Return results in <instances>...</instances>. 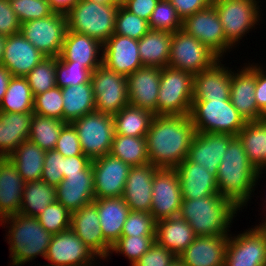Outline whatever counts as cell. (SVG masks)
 Wrapping results in <instances>:
<instances>
[{
	"label": "cell",
	"instance_id": "obj_38",
	"mask_svg": "<svg viewBox=\"0 0 266 266\" xmlns=\"http://www.w3.org/2000/svg\"><path fill=\"white\" fill-rule=\"evenodd\" d=\"M153 117L149 110L127 105L113 115L115 134L146 137Z\"/></svg>",
	"mask_w": 266,
	"mask_h": 266
},
{
	"label": "cell",
	"instance_id": "obj_34",
	"mask_svg": "<svg viewBox=\"0 0 266 266\" xmlns=\"http://www.w3.org/2000/svg\"><path fill=\"white\" fill-rule=\"evenodd\" d=\"M172 32L150 29L138 40L143 66L164 68L168 66Z\"/></svg>",
	"mask_w": 266,
	"mask_h": 266
},
{
	"label": "cell",
	"instance_id": "obj_36",
	"mask_svg": "<svg viewBox=\"0 0 266 266\" xmlns=\"http://www.w3.org/2000/svg\"><path fill=\"white\" fill-rule=\"evenodd\" d=\"M250 163L259 171L266 170V120L247 121L237 135ZM265 168V169H264Z\"/></svg>",
	"mask_w": 266,
	"mask_h": 266
},
{
	"label": "cell",
	"instance_id": "obj_6",
	"mask_svg": "<svg viewBox=\"0 0 266 266\" xmlns=\"http://www.w3.org/2000/svg\"><path fill=\"white\" fill-rule=\"evenodd\" d=\"M190 117L196 132L237 136L247 121L228 100L192 101Z\"/></svg>",
	"mask_w": 266,
	"mask_h": 266
},
{
	"label": "cell",
	"instance_id": "obj_1",
	"mask_svg": "<svg viewBox=\"0 0 266 266\" xmlns=\"http://www.w3.org/2000/svg\"><path fill=\"white\" fill-rule=\"evenodd\" d=\"M195 133L190 115H154L145 137L150 163L175 169L187 158Z\"/></svg>",
	"mask_w": 266,
	"mask_h": 266
},
{
	"label": "cell",
	"instance_id": "obj_67",
	"mask_svg": "<svg viewBox=\"0 0 266 266\" xmlns=\"http://www.w3.org/2000/svg\"><path fill=\"white\" fill-rule=\"evenodd\" d=\"M217 1H220V0H209V2H210L211 4H213V3L217 2Z\"/></svg>",
	"mask_w": 266,
	"mask_h": 266
},
{
	"label": "cell",
	"instance_id": "obj_58",
	"mask_svg": "<svg viewBox=\"0 0 266 266\" xmlns=\"http://www.w3.org/2000/svg\"><path fill=\"white\" fill-rule=\"evenodd\" d=\"M256 63L255 100L258 108L266 115V71Z\"/></svg>",
	"mask_w": 266,
	"mask_h": 266
},
{
	"label": "cell",
	"instance_id": "obj_51",
	"mask_svg": "<svg viewBox=\"0 0 266 266\" xmlns=\"http://www.w3.org/2000/svg\"><path fill=\"white\" fill-rule=\"evenodd\" d=\"M156 221L147 212L130 211L121 236H155Z\"/></svg>",
	"mask_w": 266,
	"mask_h": 266
},
{
	"label": "cell",
	"instance_id": "obj_12",
	"mask_svg": "<svg viewBox=\"0 0 266 266\" xmlns=\"http://www.w3.org/2000/svg\"><path fill=\"white\" fill-rule=\"evenodd\" d=\"M91 84L97 112L113 116L129 105L125 75L100 65L92 72Z\"/></svg>",
	"mask_w": 266,
	"mask_h": 266
},
{
	"label": "cell",
	"instance_id": "obj_31",
	"mask_svg": "<svg viewBox=\"0 0 266 266\" xmlns=\"http://www.w3.org/2000/svg\"><path fill=\"white\" fill-rule=\"evenodd\" d=\"M99 223L105 241L112 246L120 237L131 211L122 197L95 199Z\"/></svg>",
	"mask_w": 266,
	"mask_h": 266
},
{
	"label": "cell",
	"instance_id": "obj_61",
	"mask_svg": "<svg viewBox=\"0 0 266 266\" xmlns=\"http://www.w3.org/2000/svg\"><path fill=\"white\" fill-rule=\"evenodd\" d=\"M11 78H12L11 73L4 66L0 64V104L6 93Z\"/></svg>",
	"mask_w": 266,
	"mask_h": 266
},
{
	"label": "cell",
	"instance_id": "obj_40",
	"mask_svg": "<svg viewBox=\"0 0 266 266\" xmlns=\"http://www.w3.org/2000/svg\"><path fill=\"white\" fill-rule=\"evenodd\" d=\"M110 154L130 166L150 163L145 137L114 134Z\"/></svg>",
	"mask_w": 266,
	"mask_h": 266
},
{
	"label": "cell",
	"instance_id": "obj_49",
	"mask_svg": "<svg viewBox=\"0 0 266 266\" xmlns=\"http://www.w3.org/2000/svg\"><path fill=\"white\" fill-rule=\"evenodd\" d=\"M63 95L60 87H54L34 96L33 113L63 121Z\"/></svg>",
	"mask_w": 266,
	"mask_h": 266
},
{
	"label": "cell",
	"instance_id": "obj_4",
	"mask_svg": "<svg viewBox=\"0 0 266 266\" xmlns=\"http://www.w3.org/2000/svg\"><path fill=\"white\" fill-rule=\"evenodd\" d=\"M2 224L3 226L10 224L6 235L12 258L10 265H25L37 256H42L45 259L52 234L41 226L37 217L18 213L0 220V225Z\"/></svg>",
	"mask_w": 266,
	"mask_h": 266
},
{
	"label": "cell",
	"instance_id": "obj_32",
	"mask_svg": "<svg viewBox=\"0 0 266 266\" xmlns=\"http://www.w3.org/2000/svg\"><path fill=\"white\" fill-rule=\"evenodd\" d=\"M33 112L0 111V157H8L30 135Z\"/></svg>",
	"mask_w": 266,
	"mask_h": 266
},
{
	"label": "cell",
	"instance_id": "obj_43",
	"mask_svg": "<svg viewBox=\"0 0 266 266\" xmlns=\"http://www.w3.org/2000/svg\"><path fill=\"white\" fill-rule=\"evenodd\" d=\"M56 58L44 57L25 77L33 96L56 87Z\"/></svg>",
	"mask_w": 266,
	"mask_h": 266
},
{
	"label": "cell",
	"instance_id": "obj_64",
	"mask_svg": "<svg viewBox=\"0 0 266 266\" xmlns=\"http://www.w3.org/2000/svg\"><path fill=\"white\" fill-rule=\"evenodd\" d=\"M90 1H94L99 4H118L116 0H90Z\"/></svg>",
	"mask_w": 266,
	"mask_h": 266
},
{
	"label": "cell",
	"instance_id": "obj_11",
	"mask_svg": "<svg viewBox=\"0 0 266 266\" xmlns=\"http://www.w3.org/2000/svg\"><path fill=\"white\" fill-rule=\"evenodd\" d=\"M67 16L54 12L42 19L21 24V34L46 57H59L66 35Z\"/></svg>",
	"mask_w": 266,
	"mask_h": 266
},
{
	"label": "cell",
	"instance_id": "obj_10",
	"mask_svg": "<svg viewBox=\"0 0 266 266\" xmlns=\"http://www.w3.org/2000/svg\"><path fill=\"white\" fill-rule=\"evenodd\" d=\"M219 59L212 50L184 30L172 33L168 66L195 75L209 69Z\"/></svg>",
	"mask_w": 266,
	"mask_h": 266
},
{
	"label": "cell",
	"instance_id": "obj_65",
	"mask_svg": "<svg viewBox=\"0 0 266 266\" xmlns=\"http://www.w3.org/2000/svg\"><path fill=\"white\" fill-rule=\"evenodd\" d=\"M169 266H185L184 263L178 258L176 257L171 264H169Z\"/></svg>",
	"mask_w": 266,
	"mask_h": 266
},
{
	"label": "cell",
	"instance_id": "obj_35",
	"mask_svg": "<svg viewBox=\"0 0 266 266\" xmlns=\"http://www.w3.org/2000/svg\"><path fill=\"white\" fill-rule=\"evenodd\" d=\"M63 95V121L74 120L96 111L91 82L61 88Z\"/></svg>",
	"mask_w": 266,
	"mask_h": 266
},
{
	"label": "cell",
	"instance_id": "obj_60",
	"mask_svg": "<svg viewBox=\"0 0 266 266\" xmlns=\"http://www.w3.org/2000/svg\"><path fill=\"white\" fill-rule=\"evenodd\" d=\"M78 0H49L51 8L55 12L66 14Z\"/></svg>",
	"mask_w": 266,
	"mask_h": 266
},
{
	"label": "cell",
	"instance_id": "obj_63",
	"mask_svg": "<svg viewBox=\"0 0 266 266\" xmlns=\"http://www.w3.org/2000/svg\"><path fill=\"white\" fill-rule=\"evenodd\" d=\"M264 216L266 217V215ZM264 220L262 223H260L259 225H256L255 227L264 235L265 240H266V218Z\"/></svg>",
	"mask_w": 266,
	"mask_h": 266
},
{
	"label": "cell",
	"instance_id": "obj_62",
	"mask_svg": "<svg viewBox=\"0 0 266 266\" xmlns=\"http://www.w3.org/2000/svg\"><path fill=\"white\" fill-rule=\"evenodd\" d=\"M6 36L4 35H0V64L3 58V54H4V49H5V45H6Z\"/></svg>",
	"mask_w": 266,
	"mask_h": 266
},
{
	"label": "cell",
	"instance_id": "obj_22",
	"mask_svg": "<svg viewBox=\"0 0 266 266\" xmlns=\"http://www.w3.org/2000/svg\"><path fill=\"white\" fill-rule=\"evenodd\" d=\"M56 200L71 213L95 200L92 163L79 173L67 174L56 187Z\"/></svg>",
	"mask_w": 266,
	"mask_h": 266
},
{
	"label": "cell",
	"instance_id": "obj_24",
	"mask_svg": "<svg viewBox=\"0 0 266 266\" xmlns=\"http://www.w3.org/2000/svg\"><path fill=\"white\" fill-rule=\"evenodd\" d=\"M157 167L151 163L131 166L122 198L131 211H151L153 177Z\"/></svg>",
	"mask_w": 266,
	"mask_h": 266
},
{
	"label": "cell",
	"instance_id": "obj_66",
	"mask_svg": "<svg viewBox=\"0 0 266 266\" xmlns=\"http://www.w3.org/2000/svg\"><path fill=\"white\" fill-rule=\"evenodd\" d=\"M126 0H116V2L118 3V4H123L124 2H125Z\"/></svg>",
	"mask_w": 266,
	"mask_h": 266
},
{
	"label": "cell",
	"instance_id": "obj_25",
	"mask_svg": "<svg viewBox=\"0 0 266 266\" xmlns=\"http://www.w3.org/2000/svg\"><path fill=\"white\" fill-rule=\"evenodd\" d=\"M71 230L100 259L106 260L107 257L109 258L111 246L103 237L97 206L93 202L71 213Z\"/></svg>",
	"mask_w": 266,
	"mask_h": 266
},
{
	"label": "cell",
	"instance_id": "obj_5",
	"mask_svg": "<svg viewBox=\"0 0 266 266\" xmlns=\"http://www.w3.org/2000/svg\"><path fill=\"white\" fill-rule=\"evenodd\" d=\"M119 5L78 0L66 13L68 30L93 37L104 44L114 34Z\"/></svg>",
	"mask_w": 266,
	"mask_h": 266
},
{
	"label": "cell",
	"instance_id": "obj_57",
	"mask_svg": "<svg viewBox=\"0 0 266 266\" xmlns=\"http://www.w3.org/2000/svg\"><path fill=\"white\" fill-rule=\"evenodd\" d=\"M174 8L178 16L182 19V21L193 15L195 12L202 10L208 7L211 3L209 0H169Z\"/></svg>",
	"mask_w": 266,
	"mask_h": 266
},
{
	"label": "cell",
	"instance_id": "obj_14",
	"mask_svg": "<svg viewBox=\"0 0 266 266\" xmlns=\"http://www.w3.org/2000/svg\"><path fill=\"white\" fill-rule=\"evenodd\" d=\"M182 203L180 180L176 169L158 168L153 177L150 214L157 222L179 216Z\"/></svg>",
	"mask_w": 266,
	"mask_h": 266
},
{
	"label": "cell",
	"instance_id": "obj_46",
	"mask_svg": "<svg viewBox=\"0 0 266 266\" xmlns=\"http://www.w3.org/2000/svg\"><path fill=\"white\" fill-rule=\"evenodd\" d=\"M152 30L176 32L182 29V19L169 0H159L148 21Z\"/></svg>",
	"mask_w": 266,
	"mask_h": 266
},
{
	"label": "cell",
	"instance_id": "obj_13",
	"mask_svg": "<svg viewBox=\"0 0 266 266\" xmlns=\"http://www.w3.org/2000/svg\"><path fill=\"white\" fill-rule=\"evenodd\" d=\"M182 30L195 37L220 59L233 46L225 37L224 29L213 4L195 12L182 21Z\"/></svg>",
	"mask_w": 266,
	"mask_h": 266
},
{
	"label": "cell",
	"instance_id": "obj_39",
	"mask_svg": "<svg viewBox=\"0 0 266 266\" xmlns=\"http://www.w3.org/2000/svg\"><path fill=\"white\" fill-rule=\"evenodd\" d=\"M56 200V187L44 180L25 182L20 214L37 217L47 206Z\"/></svg>",
	"mask_w": 266,
	"mask_h": 266
},
{
	"label": "cell",
	"instance_id": "obj_29",
	"mask_svg": "<svg viewBox=\"0 0 266 266\" xmlns=\"http://www.w3.org/2000/svg\"><path fill=\"white\" fill-rule=\"evenodd\" d=\"M180 180L182 199H200L219 194L214 175L186 158L176 168Z\"/></svg>",
	"mask_w": 266,
	"mask_h": 266
},
{
	"label": "cell",
	"instance_id": "obj_16",
	"mask_svg": "<svg viewBox=\"0 0 266 266\" xmlns=\"http://www.w3.org/2000/svg\"><path fill=\"white\" fill-rule=\"evenodd\" d=\"M224 266H266L264 235L255 226L236 236L230 234Z\"/></svg>",
	"mask_w": 266,
	"mask_h": 266
},
{
	"label": "cell",
	"instance_id": "obj_19",
	"mask_svg": "<svg viewBox=\"0 0 266 266\" xmlns=\"http://www.w3.org/2000/svg\"><path fill=\"white\" fill-rule=\"evenodd\" d=\"M102 65L126 77L143 67L138 40L112 34L103 44Z\"/></svg>",
	"mask_w": 266,
	"mask_h": 266
},
{
	"label": "cell",
	"instance_id": "obj_27",
	"mask_svg": "<svg viewBox=\"0 0 266 266\" xmlns=\"http://www.w3.org/2000/svg\"><path fill=\"white\" fill-rule=\"evenodd\" d=\"M102 51L103 44L97 39L67 29L59 58L84 65L93 72L102 65Z\"/></svg>",
	"mask_w": 266,
	"mask_h": 266
},
{
	"label": "cell",
	"instance_id": "obj_26",
	"mask_svg": "<svg viewBox=\"0 0 266 266\" xmlns=\"http://www.w3.org/2000/svg\"><path fill=\"white\" fill-rule=\"evenodd\" d=\"M44 57L46 56L19 32L6 38L1 65L13 77H26Z\"/></svg>",
	"mask_w": 266,
	"mask_h": 266
},
{
	"label": "cell",
	"instance_id": "obj_56",
	"mask_svg": "<svg viewBox=\"0 0 266 266\" xmlns=\"http://www.w3.org/2000/svg\"><path fill=\"white\" fill-rule=\"evenodd\" d=\"M159 0H126L121 4L129 12L149 21L151 14Z\"/></svg>",
	"mask_w": 266,
	"mask_h": 266
},
{
	"label": "cell",
	"instance_id": "obj_30",
	"mask_svg": "<svg viewBox=\"0 0 266 266\" xmlns=\"http://www.w3.org/2000/svg\"><path fill=\"white\" fill-rule=\"evenodd\" d=\"M25 181L8 157H0V220L20 212Z\"/></svg>",
	"mask_w": 266,
	"mask_h": 266
},
{
	"label": "cell",
	"instance_id": "obj_23",
	"mask_svg": "<svg viewBox=\"0 0 266 266\" xmlns=\"http://www.w3.org/2000/svg\"><path fill=\"white\" fill-rule=\"evenodd\" d=\"M221 61L223 60L219 59L209 69L194 75L193 101L230 99L232 69L225 67L224 64H221Z\"/></svg>",
	"mask_w": 266,
	"mask_h": 266
},
{
	"label": "cell",
	"instance_id": "obj_53",
	"mask_svg": "<svg viewBox=\"0 0 266 266\" xmlns=\"http://www.w3.org/2000/svg\"><path fill=\"white\" fill-rule=\"evenodd\" d=\"M54 150L64 157L84 155L77 131L71 123L62 127Z\"/></svg>",
	"mask_w": 266,
	"mask_h": 266
},
{
	"label": "cell",
	"instance_id": "obj_59",
	"mask_svg": "<svg viewBox=\"0 0 266 266\" xmlns=\"http://www.w3.org/2000/svg\"><path fill=\"white\" fill-rule=\"evenodd\" d=\"M91 163L92 160L86 155L64 157L63 178H65L67 174L79 173L85 170Z\"/></svg>",
	"mask_w": 266,
	"mask_h": 266
},
{
	"label": "cell",
	"instance_id": "obj_7",
	"mask_svg": "<svg viewBox=\"0 0 266 266\" xmlns=\"http://www.w3.org/2000/svg\"><path fill=\"white\" fill-rule=\"evenodd\" d=\"M194 75L166 66L161 69L157 115H190Z\"/></svg>",
	"mask_w": 266,
	"mask_h": 266
},
{
	"label": "cell",
	"instance_id": "obj_15",
	"mask_svg": "<svg viewBox=\"0 0 266 266\" xmlns=\"http://www.w3.org/2000/svg\"><path fill=\"white\" fill-rule=\"evenodd\" d=\"M98 258L100 260V257L85 245L71 228L52 235L45 256L50 262L48 264L52 266H95Z\"/></svg>",
	"mask_w": 266,
	"mask_h": 266
},
{
	"label": "cell",
	"instance_id": "obj_47",
	"mask_svg": "<svg viewBox=\"0 0 266 266\" xmlns=\"http://www.w3.org/2000/svg\"><path fill=\"white\" fill-rule=\"evenodd\" d=\"M149 30L148 21L119 5L115 17L114 34L140 40Z\"/></svg>",
	"mask_w": 266,
	"mask_h": 266
},
{
	"label": "cell",
	"instance_id": "obj_18",
	"mask_svg": "<svg viewBox=\"0 0 266 266\" xmlns=\"http://www.w3.org/2000/svg\"><path fill=\"white\" fill-rule=\"evenodd\" d=\"M256 64L248 63L237 72L232 70L230 101L246 121H260L265 114L255 100Z\"/></svg>",
	"mask_w": 266,
	"mask_h": 266
},
{
	"label": "cell",
	"instance_id": "obj_45",
	"mask_svg": "<svg viewBox=\"0 0 266 266\" xmlns=\"http://www.w3.org/2000/svg\"><path fill=\"white\" fill-rule=\"evenodd\" d=\"M37 219L41 226L52 235L71 228V212L58 201L47 206L37 216Z\"/></svg>",
	"mask_w": 266,
	"mask_h": 266
},
{
	"label": "cell",
	"instance_id": "obj_37",
	"mask_svg": "<svg viewBox=\"0 0 266 266\" xmlns=\"http://www.w3.org/2000/svg\"><path fill=\"white\" fill-rule=\"evenodd\" d=\"M46 151L27 140L22 142L8 158L13 162L25 182L40 180Z\"/></svg>",
	"mask_w": 266,
	"mask_h": 266
},
{
	"label": "cell",
	"instance_id": "obj_42",
	"mask_svg": "<svg viewBox=\"0 0 266 266\" xmlns=\"http://www.w3.org/2000/svg\"><path fill=\"white\" fill-rule=\"evenodd\" d=\"M66 122L33 113L28 140L45 151L54 150L60 131Z\"/></svg>",
	"mask_w": 266,
	"mask_h": 266
},
{
	"label": "cell",
	"instance_id": "obj_44",
	"mask_svg": "<svg viewBox=\"0 0 266 266\" xmlns=\"http://www.w3.org/2000/svg\"><path fill=\"white\" fill-rule=\"evenodd\" d=\"M155 243V236H121L112 246L109 253L125 255L132 266Z\"/></svg>",
	"mask_w": 266,
	"mask_h": 266
},
{
	"label": "cell",
	"instance_id": "obj_17",
	"mask_svg": "<svg viewBox=\"0 0 266 266\" xmlns=\"http://www.w3.org/2000/svg\"><path fill=\"white\" fill-rule=\"evenodd\" d=\"M130 168L110 153L92 160L94 198L122 197Z\"/></svg>",
	"mask_w": 266,
	"mask_h": 266
},
{
	"label": "cell",
	"instance_id": "obj_20",
	"mask_svg": "<svg viewBox=\"0 0 266 266\" xmlns=\"http://www.w3.org/2000/svg\"><path fill=\"white\" fill-rule=\"evenodd\" d=\"M233 137L224 133L196 132L191 141L187 158L217 177L222 157Z\"/></svg>",
	"mask_w": 266,
	"mask_h": 266
},
{
	"label": "cell",
	"instance_id": "obj_2",
	"mask_svg": "<svg viewBox=\"0 0 266 266\" xmlns=\"http://www.w3.org/2000/svg\"><path fill=\"white\" fill-rule=\"evenodd\" d=\"M262 174L248 160L242 141L234 136L218 168V192L242 209L251 200Z\"/></svg>",
	"mask_w": 266,
	"mask_h": 266
},
{
	"label": "cell",
	"instance_id": "obj_55",
	"mask_svg": "<svg viewBox=\"0 0 266 266\" xmlns=\"http://www.w3.org/2000/svg\"><path fill=\"white\" fill-rule=\"evenodd\" d=\"M21 23L13 11L9 0H0V35L6 37L19 33Z\"/></svg>",
	"mask_w": 266,
	"mask_h": 266
},
{
	"label": "cell",
	"instance_id": "obj_9",
	"mask_svg": "<svg viewBox=\"0 0 266 266\" xmlns=\"http://www.w3.org/2000/svg\"><path fill=\"white\" fill-rule=\"evenodd\" d=\"M257 0H220L213 3L228 42L235 47L261 19ZM258 22V23H257Z\"/></svg>",
	"mask_w": 266,
	"mask_h": 266
},
{
	"label": "cell",
	"instance_id": "obj_21",
	"mask_svg": "<svg viewBox=\"0 0 266 266\" xmlns=\"http://www.w3.org/2000/svg\"><path fill=\"white\" fill-rule=\"evenodd\" d=\"M161 68L143 66L127 76L129 105L157 115Z\"/></svg>",
	"mask_w": 266,
	"mask_h": 266
},
{
	"label": "cell",
	"instance_id": "obj_3",
	"mask_svg": "<svg viewBox=\"0 0 266 266\" xmlns=\"http://www.w3.org/2000/svg\"><path fill=\"white\" fill-rule=\"evenodd\" d=\"M239 209L220 194L200 199H182L179 216L187 221L196 236L229 235Z\"/></svg>",
	"mask_w": 266,
	"mask_h": 266
},
{
	"label": "cell",
	"instance_id": "obj_33",
	"mask_svg": "<svg viewBox=\"0 0 266 266\" xmlns=\"http://www.w3.org/2000/svg\"><path fill=\"white\" fill-rule=\"evenodd\" d=\"M195 237L191 226L180 216L156 222L155 241L177 257L194 241Z\"/></svg>",
	"mask_w": 266,
	"mask_h": 266
},
{
	"label": "cell",
	"instance_id": "obj_28",
	"mask_svg": "<svg viewBox=\"0 0 266 266\" xmlns=\"http://www.w3.org/2000/svg\"><path fill=\"white\" fill-rule=\"evenodd\" d=\"M228 237L196 236L178 258L185 266H224Z\"/></svg>",
	"mask_w": 266,
	"mask_h": 266
},
{
	"label": "cell",
	"instance_id": "obj_48",
	"mask_svg": "<svg viewBox=\"0 0 266 266\" xmlns=\"http://www.w3.org/2000/svg\"><path fill=\"white\" fill-rule=\"evenodd\" d=\"M92 72L84 65L74 64V61H62L56 58V85L63 88L91 82Z\"/></svg>",
	"mask_w": 266,
	"mask_h": 266
},
{
	"label": "cell",
	"instance_id": "obj_52",
	"mask_svg": "<svg viewBox=\"0 0 266 266\" xmlns=\"http://www.w3.org/2000/svg\"><path fill=\"white\" fill-rule=\"evenodd\" d=\"M63 171L64 156L55 150L46 151L41 180H44L50 186L57 187L64 179Z\"/></svg>",
	"mask_w": 266,
	"mask_h": 266
},
{
	"label": "cell",
	"instance_id": "obj_8",
	"mask_svg": "<svg viewBox=\"0 0 266 266\" xmlns=\"http://www.w3.org/2000/svg\"><path fill=\"white\" fill-rule=\"evenodd\" d=\"M71 124L77 131L83 154L88 158L94 160L110 153L115 134L112 115L95 111Z\"/></svg>",
	"mask_w": 266,
	"mask_h": 266
},
{
	"label": "cell",
	"instance_id": "obj_50",
	"mask_svg": "<svg viewBox=\"0 0 266 266\" xmlns=\"http://www.w3.org/2000/svg\"><path fill=\"white\" fill-rule=\"evenodd\" d=\"M20 23L50 16L55 11L49 0H9Z\"/></svg>",
	"mask_w": 266,
	"mask_h": 266
},
{
	"label": "cell",
	"instance_id": "obj_54",
	"mask_svg": "<svg viewBox=\"0 0 266 266\" xmlns=\"http://www.w3.org/2000/svg\"><path fill=\"white\" fill-rule=\"evenodd\" d=\"M177 256L156 241L132 266H169Z\"/></svg>",
	"mask_w": 266,
	"mask_h": 266
},
{
	"label": "cell",
	"instance_id": "obj_41",
	"mask_svg": "<svg viewBox=\"0 0 266 266\" xmlns=\"http://www.w3.org/2000/svg\"><path fill=\"white\" fill-rule=\"evenodd\" d=\"M34 96L25 77L11 78L0 104L1 112H33Z\"/></svg>",
	"mask_w": 266,
	"mask_h": 266
}]
</instances>
